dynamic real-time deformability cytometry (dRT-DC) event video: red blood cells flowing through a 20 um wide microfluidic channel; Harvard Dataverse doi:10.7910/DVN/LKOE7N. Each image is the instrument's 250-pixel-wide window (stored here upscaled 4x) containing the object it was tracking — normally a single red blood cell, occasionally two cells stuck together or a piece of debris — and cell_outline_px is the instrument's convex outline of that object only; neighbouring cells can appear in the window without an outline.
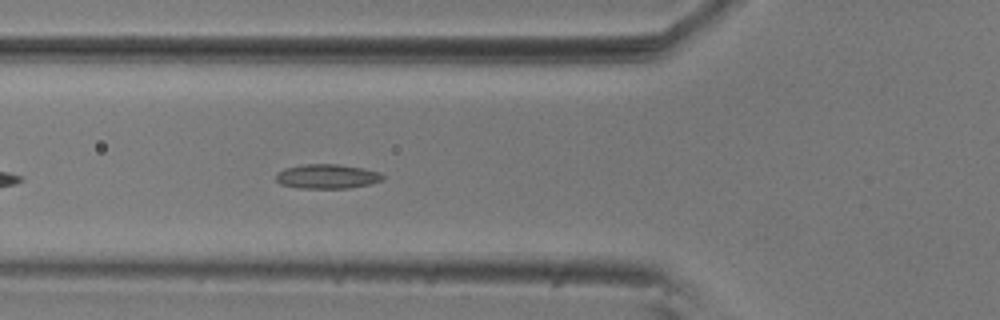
{"species": "common noctule bat (a hibernating species)", "species_latin": "Nyctalus noctula", "temperature_condition": "room temperature", "stored_images_in_passage": 36, "camera_frame_rate_fps": 3000, "um_per_image_px": 0.085, "animal": {"sex": "male", "body_mass_g": 20.5, "forearm_length_mm": 52.5}, "frame": {"image": 1, "passage_image": 6, "time_ms": 1.667, "image_size_px": [1000, 320], "cell_outline_px": [[384, 180], [368, 184], [348, 188], [300, 188], [280, 184], [276, 180], [276, 172], [284, 168], [304, 164], [336, 164], [364, 168], [380, 172], [384, 176]], "centroid_in_image_um": [27.79, 14.99], "position_along_channel_um": 98.0, "area_um2": 15.26}}
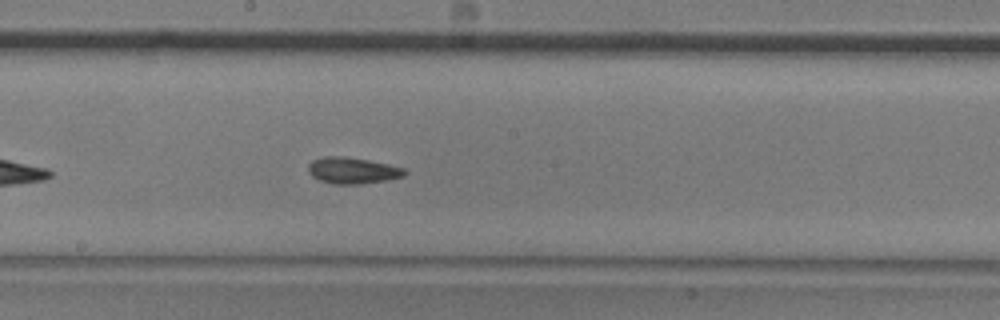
{"frame": {"image": 2, "passage_image": 16, "time_ms": 5.0, "image_size_px": [1000, 320], "cell_outline_px": [[408, 172], [404, 176], [388, 180], [360, 184], [332, 184], [320, 180], [312, 176], [308, 172], [308, 164], [312, 160], [324, 156], [344, 156], [368, 160], [388, 164], [404, 168]], "centroid_in_image_um": [29.96, 14.49], "position_along_channel_um": 218.2, "area_um2": 14.91}}
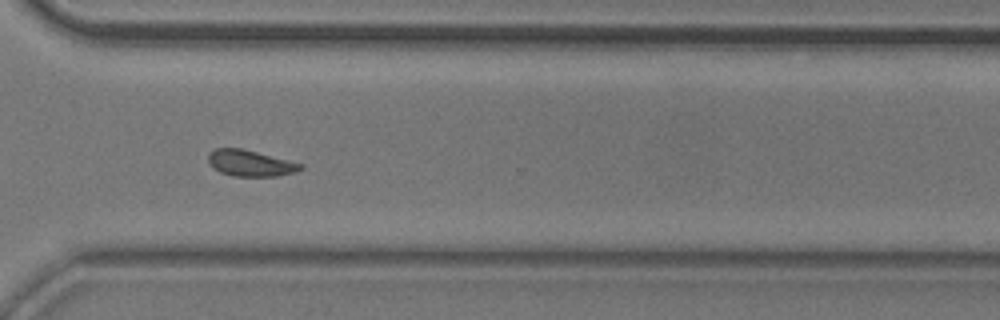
{"frame": {"image": 3, "passage_image": 27, "time_ms": 8.667, "image_size_px": [1000, 320], "cell_outline_px": [[304, 168], [296, 172], [276, 176], [232, 176], [220, 172], [208, 160], [208, 152], [216, 148], [244, 148], [304, 164]], "centroid_in_image_um": [21.32, 13.86], "position_along_channel_um": 349.3, "area_um2": 14.16}}